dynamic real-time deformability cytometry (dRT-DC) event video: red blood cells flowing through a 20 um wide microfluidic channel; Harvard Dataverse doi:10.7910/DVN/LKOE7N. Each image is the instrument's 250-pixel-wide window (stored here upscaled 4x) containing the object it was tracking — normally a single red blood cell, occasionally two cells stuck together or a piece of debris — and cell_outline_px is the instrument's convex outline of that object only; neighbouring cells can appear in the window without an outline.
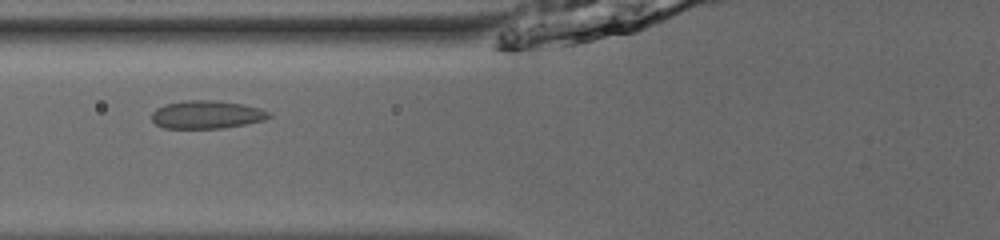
{"species": "common noctule bat (a hibernating species)", "species_latin": "Nyctalus noctula", "temperature_condition": "room temperature", "stored_images_in_passage": 36, "camera_frame_rate_fps": 3000, "um_per_image_px": 0.085, "animal": {"sex": "male", "body_mass_g": 13.0, "forearm_length_mm": 53.1}, "frame": {"image": 1, "passage_image": 5, "time_ms": 1.333, "image_size_px": [1000, 240], "cell_outline_px": [[272, 116], [264, 120], [244, 124], [220, 128], [164, 128], [156, 124], [152, 120], [152, 112], [156, 108], [164, 104], [188, 100], [212, 100], [244, 104], [260, 108], [268, 112]], "centroid_in_image_um": [17.55, 9.73], "position_along_channel_um": 108.2, "area_um2": 19.07}}
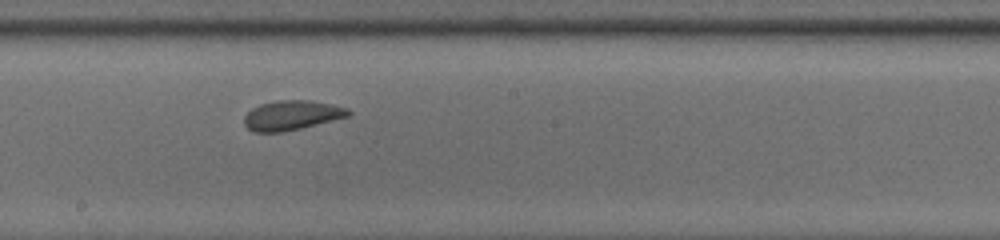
{"frame": {"image": 2, "passage_image": 14, "time_ms": 4.333, "image_size_px": [1000, 240], "cell_outline_px": [[352, 112], [348, 116], [300, 128], [280, 132], [252, 132], [244, 124], [244, 116], [252, 108], [260, 104], [276, 100], [308, 100], [332, 104], [348, 108]], "centroid_in_image_um": [24.77, 9.79], "position_along_channel_um": 223.4, "area_um2": 17.86}}
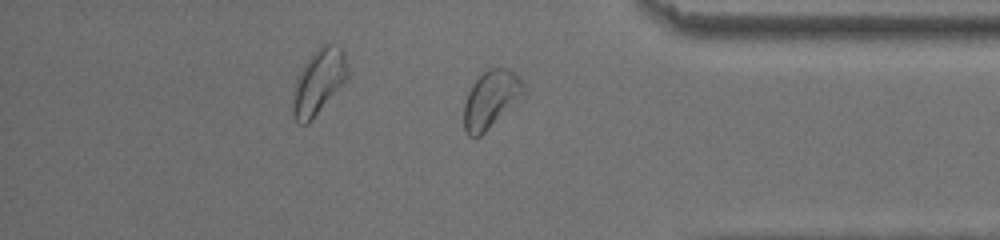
{"frame": {"image": 3, "passage_image": 28, "time_ms": 9.0, "image_size_px": [1000, 240], "cell_outline_px": [[528, 92], [480, 136], [468, 136], [464, 132], [464, 104], [468, 92], [472, 84], [488, 68], [508, 68], [524, 84]], "centroid_in_image_um": [41.73, 8.45], "position_along_channel_um": 393.5, "area_um2": 19.88}, "authors_computed_cell_mechanics": {"area_um2": 18.6983, "velocity_mm_per_s": 3.8369, "shape_relaxation_time_tau1_ms": 2.8122, "shape_relaxation_time_tau2_ms": 0.9931, "deformation_change_tau1": 0.0972, "deformation_change_tau2": 0.06}}